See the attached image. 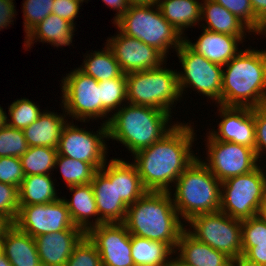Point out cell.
I'll return each instance as SVG.
<instances>
[{
	"mask_svg": "<svg viewBox=\"0 0 266 266\" xmlns=\"http://www.w3.org/2000/svg\"><path fill=\"white\" fill-rule=\"evenodd\" d=\"M130 6L157 5L159 0H127Z\"/></svg>",
	"mask_w": 266,
	"mask_h": 266,
	"instance_id": "obj_51",
	"label": "cell"
},
{
	"mask_svg": "<svg viewBox=\"0 0 266 266\" xmlns=\"http://www.w3.org/2000/svg\"><path fill=\"white\" fill-rule=\"evenodd\" d=\"M61 83V107L68 117L76 121L103 120V106L101 104L100 87L98 81L86 75L79 68H74Z\"/></svg>",
	"mask_w": 266,
	"mask_h": 266,
	"instance_id": "obj_11",
	"label": "cell"
},
{
	"mask_svg": "<svg viewBox=\"0 0 266 266\" xmlns=\"http://www.w3.org/2000/svg\"><path fill=\"white\" fill-rule=\"evenodd\" d=\"M19 212L18 187L0 182V213L15 222Z\"/></svg>",
	"mask_w": 266,
	"mask_h": 266,
	"instance_id": "obj_42",
	"label": "cell"
},
{
	"mask_svg": "<svg viewBox=\"0 0 266 266\" xmlns=\"http://www.w3.org/2000/svg\"><path fill=\"white\" fill-rule=\"evenodd\" d=\"M191 124L178 122L162 139L132 156L147 191L170 192L172 184L198 158L192 149L197 130L194 122Z\"/></svg>",
	"mask_w": 266,
	"mask_h": 266,
	"instance_id": "obj_1",
	"label": "cell"
},
{
	"mask_svg": "<svg viewBox=\"0 0 266 266\" xmlns=\"http://www.w3.org/2000/svg\"><path fill=\"white\" fill-rule=\"evenodd\" d=\"M174 255L190 266H231L232 261L225 253L196 240L186 229L180 234Z\"/></svg>",
	"mask_w": 266,
	"mask_h": 266,
	"instance_id": "obj_22",
	"label": "cell"
},
{
	"mask_svg": "<svg viewBox=\"0 0 266 266\" xmlns=\"http://www.w3.org/2000/svg\"><path fill=\"white\" fill-rule=\"evenodd\" d=\"M25 177L19 157H0V182L19 188Z\"/></svg>",
	"mask_w": 266,
	"mask_h": 266,
	"instance_id": "obj_41",
	"label": "cell"
},
{
	"mask_svg": "<svg viewBox=\"0 0 266 266\" xmlns=\"http://www.w3.org/2000/svg\"><path fill=\"white\" fill-rule=\"evenodd\" d=\"M202 30V34L196 42H191L188 36L184 40L198 54L222 66L242 50H239L238 47L246 39V37H235L229 34L211 32L206 29Z\"/></svg>",
	"mask_w": 266,
	"mask_h": 266,
	"instance_id": "obj_20",
	"label": "cell"
},
{
	"mask_svg": "<svg viewBox=\"0 0 266 266\" xmlns=\"http://www.w3.org/2000/svg\"><path fill=\"white\" fill-rule=\"evenodd\" d=\"M131 256L135 266H166L174 251L161 241L131 235Z\"/></svg>",
	"mask_w": 266,
	"mask_h": 266,
	"instance_id": "obj_29",
	"label": "cell"
},
{
	"mask_svg": "<svg viewBox=\"0 0 266 266\" xmlns=\"http://www.w3.org/2000/svg\"><path fill=\"white\" fill-rule=\"evenodd\" d=\"M106 44L124 74L158 68L167 62V58L156 48L123 34L119 29L116 35L107 38Z\"/></svg>",
	"mask_w": 266,
	"mask_h": 266,
	"instance_id": "obj_15",
	"label": "cell"
},
{
	"mask_svg": "<svg viewBox=\"0 0 266 266\" xmlns=\"http://www.w3.org/2000/svg\"><path fill=\"white\" fill-rule=\"evenodd\" d=\"M231 266H264V265H260L257 262L251 261L242 254L239 255L237 258L232 259Z\"/></svg>",
	"mask_w": 266,
	"mask_h": 266,
	"instance_id": "obj_50",
	"label": "cell"
},
{
	"mask_svg": "<svg viewBox=\"0 0 266 266\" xmlns=\"http://www.w3.org/2000/svg\"><path fill=\"white\" fill-rule=\"evenodd\" d=\"M255 122V154L260 164L261 158L266 153V104L254 108ZM264 154V155H263Z\"/></svg>",
	"mask_w": 266,
	"mask_h": 266,
	"instance_id": "obj_43",
	"label": "cell"
},
{
	"mask_svg": "<svg viewBox=\"0 0 266 266\" xmlns=\"http://www.w3.org/2000/svg\"><path fill=\"white\" fill-rule=\"evenodd\" d=\"M105 5L108 6V8H111L115 10L117 13H115V17L112 24H114L130 7L127 0H102Z\"/></svg>",
	"mask_w": 266,
	"mask_h": 266,
	"instance_id": "obj_47",
	"label": "cell"
},
{
	"mask_svg": "<svg viewBox=\"0 0 266 266\" xmlns=\"http://www.w3.org/2000/svg\"><path fill=\"white\" fill-rule=\"evenodd\" d=\"M186 223L190 227L185 226L186 231L196 240L225 253L231 259L242 255L241 220L217 211L196 215Z\"/></svg>",
	"mask_w": 266,
	"mask_h": 266,
	"instance_id": "obj_10",
	"label": "cell"
},
{
	"mask_svg": "<svg viewBox=\"0 0 266 266\" xmlns=\"http://www.w3.org/2000/svg\"><path fill=\"white\" fill-rule=\"evenodd\" d=\"M57 168H59L67 187L91 183L97 171L90 163L59 154L57 155L54 169L56 170Z\"/></svg>",
	"mask_w": 266,
	"mask_h": 266,
	"instance_id": "obj_34",
	"label": "cell"
},
{
	"mask_svg": "<svg viewBox=\"0 0 266 266\" xmlns=\"http://www.w3.org/2000/svg\"><path fill=\"white\" fill-rule=\"evenodd\" d=\"M85 0H54L52 7V14H55L64 20L70 22L74 27L76 26L75 18L79 17L80 7Z\"/></svg>",
	"mask_w": 266,
	"mask_h": 266,
	"instance_id": "obj_44",
	"label": "cell"
},
{
	"mask_svg": "<svg viewBox=\"0 0 266 266\" xmlns=\"http://www.w3.org/2000/svg\"><path fill=\"white\" fill-rule=\"evenodd\" d=\"M28 150L23 129L5 124L0 128V157H21Z\"/></svg>",
	"mask_w": 266,
	"mask_h": 266,
	"instance_id": "obj_36",
	"label": "cell"
},
{
	"mask_svg": "<svg viewBox=\"0 0 266 266\" xmlns=\"http://www.w3.org/2000/svg\"><path fill=\"white\" fill-rule=\"evenodd\" d=\"M6 124V110L0 105V128H2Z\"/></svg>",
	"mask_w": 266,
	"mask_h": 266,
	"instance_id": "obj_54",
	"label": "cell"
},
{
	"mask_svg": "<svg viewBox=\"0 0 266 266\" xmlns=\"http://www.w3.org/2000/svg\"><path fill=\"white\" fill-rule=\"evenodd\" d=\"M266 188V170L258 165L249 173L221 182L220 211L233 219L259 215Z\"/></svg>",
	"mask_w": 266,
	"mask_h": 266,
	"instance_id": "obj_8",
	"label": "cell"
},
{
	"mask_svg": "<svg viewBox=\"0 0 266 266\" xmlns=\"http://www.w3.org/2000/svg\"><path fill=\"white\" fill-rule=\"evenodd\" d=\"M242 254L249 260L266 266V244L257 246H242Z\"/></svg>",
	"mask_w": 266,
	"mask_h": 266,
	"instance_id": "obj_46",
	"label": "cell"
},
{
	"mask_svg": "<svg viewBox=\"0 0 266 266\" xmlns=\"http://www.w3.org/2000/svg\"><path fill=\"white\" fill-rule=\"evenodd\" d=\"M14 226V222L7 216L0 213V240L4 238L6 233Z\"/></svg>",
	"mask_w": 266,
	"mask_h": 266,
	"instance_id": "obj_49",
	"label": "cell"
},
{
	"mask_svg": "<svg viewBox=\"0 0 266 266\" xmlns=\"http://www.w3.org/2000/svg\"><path fill=\"white\" fill-rule=\"evenodd\" d=\"M3 252L2 250V240H0V254Z\"/></svg>",
	"mask_w": 266,
	"mask_h": 266,
	"instance_id": "obj_56",
	"label": "cell"
},
{
	"mask_svg": "<svg viewBox=\"0 0 266 266\" xmlns=\"http://www.w3.org/2000/svg\"><path fill=\"white\" fill-rule=\"evenodd\" d=\"M166 266H190V265L182 262L176 255L174 256L173 254V256L170 258Z\"/></svg>",
	"mask_w": 266,
	"mask_h": 266,
	"instance_id": "obj_52",
	"label": "cell"
},
{
	"mask_svg": "<svg viewBox=\"0 0 266 266\" xmlns=\"http://www.w3.org/2000/svg\"><path fill=\"white\" fill-rule=\"evenodd\" d=\"M98 86L100 87L101 104L103 106L104 120L102 122L107 125L111 115L127 103L126 74L119 78L99 81Z\"/></svg>",
	"mask_w": 266,
	"mask_h": 266,
	"instance_id": "obj_32",
	"label": "cell"
},
{
	"mask_svg": "<svg viewBox=\"0 0 266 266\" xmlns=\"http://www.w3.org/2000/svg\"><path fill=\"white\" fill-rule=\"evenodd\" d=\"M14 225L33 238L61 230H82L74 225L63 198L36 205H19Z\"/></svg>",
	"mask_w": 266,
	"mask_h": 266,
	"instance_id": "obj_14",
	"label": "cell"
},
{
	"mask_svg": "<svg viewBox=\"0 0 266 266\" xmlns=\"http://www.w3.org/2000/svg\"><path fill=\"white\" fill-rule=\"evenodd\" d=\"M25 36L48 15L52 14L54 0H23Z\"/></svg>",
	"mask_w": 266,
	"mask_h": 266,
	"instance_id": "obj_38",
	"label": "cell"
},
{
	"mask_svg": "<svg viewBox=\"0 0 266 266\" xmlns=\"http://www.w3.org/2000/svg\"><path fill=\"white\" fill-rule=\"evenodd\" d=\"M118 158V159H117ZM116 158V190L118 198H120L127 206L132 205L140 199L147 190L143 186L141 178L138 174L136 166L123 160Z\"/></svg>",
	"mask_w": 266,
	"mask_h": 266,
	"instance_id": "obj_31",
	"label": "cell"
},
{
	"mask_svg": "<svg viewBox=\"0 0 266 266\" xmlns=\"http://www.w3.org/2000/svg\"><path fill=\"white\" fill-rule=\"evenodd\" d=\"M172 187L169 193L185 224L196 215L220 211L221 182L202 162L201 156L184 170Z\"/></svg>",
	"mask_w": 266,
	"mask_h": 266,
	"instance_id": "obj_5",
	"label": "cell"
},
{
	"mask_svg": "<svg viewBox=\"0 0 266 266\" xmlns=\"http://www.w3.org/2000/svg\"><path fill=\"white\" fill-rule=\"evenodd\" d=\"M259 215L263 218H266V188L264 191L263 200H262L261 208L259 211Z\"/></svg>",
	"mask_w": 266,
	"mask_h": 266,
	"instance_id": "obj_53",
	"label": "cell"
},
{
	"mask_svg": "<svg viewBox=\"0 0 266 266\" xmlns=\"http://www.w3.org/2000/svg\"><path fill=\"white\" fill-rule=\"evenodd\" d=\"M164 64L158 68L126 74L127 103L173 113V107L183 97L178 86L177 70L168 69Z\"/></svg>",
	"mask_w": 266,
	"mask_h": 266,
	"instance_id": "obj_7",
	"label": "cell"
},
{
	"mask_svg": "<svg viewBox=\"0 0 266 266\" xmlns=\"http://www.w3.org/2000/svg\"><path fill=\"white\" fill-rule=\"evenodd\" d=\"M199 1L159 0L157 5L163 17L185 38V28H193L200 24L202 2Z\"/></svg>",
	"mask_w": 266,
	"mask_h": 266,
	"instance_id": "obj_27",
	"label": "cell"
},
{
	"mask_svg": "<svg viewBox=\"0 0 266 266\" xmlns=\"http://www.w3.org/2000/svg\"><path fill=\"white\" fill-rule=\"evenodd\" d=\"M128 232L167 244L173 251L185 230L169 192L147 191L128 206L123 222Z\"/></svg>",
	"mask_w": 266,
	"mask_h": 266,
	"instance_id": "obj_2",
	"label": "cell"
},
{
	"mask_svg": "<svg viewBox=\"0 0 266 266\" xmlns=\"http://www.w3.org/2000/svg\"><path fill=\"white\" fill-rule=\"evenodd\" d=\"M242 20L256 35H265L266 27L255 17L250 0H213Z\"/></svg>",
	"mask_w": 266,
	"mask_h": 266,
	"instance_id": "obj_37",
	"label": "cell"
},
{
	"mask_svg": "<svg viewBox=\"0 0 266 266\" xmlns=\"http://www.w3.org/2000/svg\"><path fill=\"white\" fill-rule=\"evenodd\" d=\"M61 109L63 113L59 115L57 112L43 110L35 122L23 129L28 147L57 148L62 130L69 121L64 108Z\"/></svg>",
	"mask_w": 266,
	"mask_h": 266,
	"instance_id": "obj_23",
	"label": "cell"
},
{
	"mask_svg": "<svg viewBox=\"0 0 266 266\" xmlns=\"http://www.w3.org/2000/svg\"><path fill=\"white\" fill-rule=\"evenodd\" d=\"M114 24L123 34L156 48L166 58L169 49L176 51L184 41L163 17L158 5L130 6Z\"/></svg>",
	"mask_w": 266,
	"mask_h": 266,
	"instance_id": "obj_6",
	"label": "cell"
},
{
	"mask_svg": "<svg viewBox=\"0 0 266 266\" xmlns=\"http://www.w3.org/2000/svg\"><path fill=\"white\" fill-rule=\"evenodd\" d=\"M172 116L161 109L126 103L111 115L108 139L123 144L132 156L169 133L178 123H172Z\"/></svg>",
	"mask_w": 266,
	"mask_h": 266,
	"instance_id": "obj_4",
	"label": "cell"
},
{
	"mask_svg": "<svg viewBox=\"0 0 266 266\" xmlns=\"http://www.w3.org/2000/svg\"><path fill=\"white\" fill-rule=\"evenodd\" d=\"M242 246L266 244V218L256 215L242 220Z\"/></svg>",
	"mask_w": 266,
	"mask_h": 266,
	"instance_id": "obj_40",
	"label": "cell"
},
{
	"mask_svg": "<svg viewBox=\"0 0 266 266\" xmlns=\"http://www.w3.org/2000/svg\"><path fill=\"white\" fill-rule=\"evenodd\" d=\"M206 134L207 156L202 162L220 182L249 173L259 165L253 148L215 140L208 132Z\"/></svg>",
	"mask_w": 266,
	"mask_h": 266,
	"instance_id": "obj_13",
	"label": "cell"
},
{
	"mask_svg": "<svg viewBox=\"0 0 266 266\" xmlns=\"http://www.w3.org/2000/svg\"><path fill=\"white\" fill-rule=\"evenodd\" d=\"M65 266H102L96 246L85 236L74 248Z\"/></svg>",
	"mask_w": 266,
	"mask_h": 266,
	"instance_id": "obj_39",
	"label": "cell"
},
{
	"mask_svg": "<svg viewBox=\"0 0 266 266\" xmlns=\"http://www.w3.org/2000/svg\"><path fill=\"white\" fill-rule=\"evenodd\" d=\"M176 54L183 69L177 72L181 97L189 87L208 100L212 99L214 103L222 105L223 66L198 54L185 40L176 50Z\"/></svg>",
	"mask_w": 266,
	"mask_h": 266,
	"instance_id": "obj_9",
	"label": "cell"
},
{
	"mask_svg": "<svg viewBox=\"0 0 266 266\" xmlns=\"http://www.w3.org/2000/svg\"><path fill=\"white\" fill-rule=\"evenodd\" d=\"M42 112L39 105L23 97L9 105L6 124L12 128L24 129L35 122Z\"/></svg>",
	"mask_w": 266,
	"mask_h": 266,
	"instance_id": "obj_35",
	"label": "cell"
},
{
	"mask_svg": "<svg viewBox=\"0 0 266 266\" xmlns=\"http://www.w3.org/2000/svg\"><path fill=\"white\" fill-rule=\"evenodd\" d=\"M85 236L83 230H61L35 237L40 264L65 266L74 248Z\"/></svg>",
	"mask_w": 266,
	"mask_h": 266,
	"instance_id": "obj_19",
	"label": "cell"
},
{
	"mask_svg": "<svg viewBox=\"0 0 266 266\" xmlns=\"http://www.w3.org/2000/svg\"><path fill=\"white\" fill-rule=\"evenodd\" d=\"M255 17L266 27V0H250Z\"/></svg>",
	"mask_w": 266,
	"mask_h": 266,
	"instance_id": "obj_48",
	"label": "cell"
},
{
	"mask_svg": "<svg viewBox=\"0 0 266 266\" xmlns=\"http://www.w3.org/2000/svg\"><path fill=\"white\" fill-rule=\"evenodd\" d=\"M217 114L221 121L218 129L208 133L220 141L237 143L255 149L254 108L223 106L217 104Z\"/></svg>",
	"mask_w": 266,
	"mask_h": 266,
	"instance_id": "obj_18",
	"label": "cell"
},
{
	"mask_svg": "<svg viewBox=\"0 0 266 266\" xmlns=\"http://www.w3.org/2000/svg\"><path fill=\"white\" fill-rule=\"evenodd\" d=\"M101 50H96L89 53H86L82 56L85 59L83 60L82 65L78 67L86 75L93 77L95 80L106 81L112 78H119L124 73L120 69L119 63L115 59V56L112 50L107 46Z\"/></svg>",
	"mask_w": 266,
	"mask_h": 266,
	"instance_id": "obj_30",
	"label": "cell"
},
{
	"mask_svg": "<svg viewBox=\"0 0 266 266\" xmlns=\"http://www.w3.org/2000/svg\"><path fill=\"white\" fill-rule=\"evenodd\" d=\"M86 236L96 246L102 266H135L131 256V234L123 223H103Z\"/></svg>",
	"mask_w": 266,
	"mask_h": 266,
	"instance_id": "obj_16",
	"label": "cell"
},
{
	"mask_svg": "<svg viewBox=\"0 0 266 266\" xmlns=\"http://www.w3.org/2000/svg\"><path fill=\"white\" fill-rule=\"evenodd\" d=\"M249 48L223 66V106L255 108L266 104V49Z\"/></svg>",
	"mask_w": 266,
	"mask_h": 266,
	"instance_id": "obj_3",
	"label": "cell"
},
{
	"mask_svg": "<svg viewBox=\"0 0 266 266\" xmlns=\"http://www.w3.org/2000/svg\"><path fill=\"white\" fill-rule=\"evenodd\" d=\"M98 215L104 223H123L128 206L117 195L116 158L106 161L91 182Z\"/></svg>",
	"mask_w": 266,
	"mask_h": 266,
	"instance_id": "obj_17",
	"label": "cell"
},
{
	"mask_svg": "<svg viewBox=\"0 0 266 266\" xmlns=\"http://www.w3.org/2000/svg\"><path fill=\"white\" fill-rule=\"evenodd\" d=\"M2 250L12 266H39L35 239L15 225L2 239Z\"/></svg>",
	"mask_w": 266,
	"mask_h": 266,
	"instance_id": "obj_26",
	"label": "cell"
},
{
	"mask_svg": "<svg viewBox=\"0 0 266 266\" xmlns=\"http://www.w3.org/2000/svg\"><path fill=\"white\" fill-rule=\"evenodd\" d=\"M201 20L200 28L215 33L229 34L235 37H246V33L251 35L253 31L237 16L232 14L222 5L213 0H201Z\"/></svg>",
	"mask_w": 266,
	"mask_h": 266,
	"instance_id": "obj_24",
	"label": "cell"
},
{
	"mask_svg": "<svg viewBox=\"0 0 266 266\" xmlns=\"http://www.w3.org/2000/svg\"><path fill=\"white\" fill-rule=\"evenodd\" d=\"M14 0H0V31L10 25L14 24L13 21L16 14Z\"/></svg>",
	"mask_w": 266,
	"mask_h": 266,
	"instance_id": "obj_45",
	"label": "cell"
},
{
	"mask_svg": "<svg viewBox=\"0 0 266 266\" xmlns=\"http://www.w3.org/2000/svg\"><path fill=\"white\" fill-rule=\"evenodd\" d=\"M0 266H12L3 252L0 254Z\"/></svg>",
	"mask_w": 266,
	"mask_h": 266,
	"instance_id": "obj_55",
	"label": "cell"
},
{
	"mask_svg": "<svg viewBox=\"0 0 266 266\" xmlns=\"http://www.w3.org/2000/svg\"><path fill=\"white\" fill-rule=\"evenodd\" d=\"M71 122L68 121L62 130L57 146L58 154L90 163L96 170H100L108 160L107 125L100 123V128L93 132Z\"/></svg>",
	"mask_w": 266,
	"mask_h": 266,
	"instance_id": "obj_12",
	"label": "cell"
},
{
	"mask_svg": "<svg viewBox=\"0 0 266 266\" xmlns=\"http://www.w3.org/2000/svg\"><path fill=\"white\" fill-rule=\"evenodd\" d=\"M68 188V190L73 193L71 199H67L66 196L62 198L66 203L74 225L87 233L91 228L103 224L104 222L98 215L91 183L70 186Z\"/></svg>",
	"mask_w": 266,
	"mask_h": 266,
	"instance_id": "obj_21",
	"label": "cell"
},
{
	"mask_svg": "<svg viewBox=\"0 0 266 266\" xmlns=\"http://www.w3.org/2000/svg\"><path fill=\"white\" fill-rule=\"evenodd\" d=\"M57 155V148L28 147V150L20 157L25 176L52 175L51 171H54Z\"/></svg>",
	"mask_w": 266,
	"mask_h": 266,
	"instance_id": "obj_33",
	"label": "cell"
},
{
	"mask_svg": "<svg viewBox=\"0 0 266 266\" xmlns=\"http://www.w3.org/2000/svg\"><path fill=\"white\" fill-rule=\"evenodd\" d=\"M75 29L76 27L70 22L55 14H50L25 36L23 48L27 51L37 41L49 43L57 49L69 46L73 42Z\"/></svg>",
	"mask_w": 266,
	"mask_h": 266,
	"instance_id": "obj_25",
	"label": "cell"
},
{
	"mask_svg": "<svg viewBox=\"0 0 266 266\" xmlns=\"http://www.w3.org/2000/svg\"><path fill=\"white\" fill-rule=\"evenodd\" d=\"M52 175H29L25 176L19 191V205H36L54 202L57 196L56 183Z\"/></svg>",
	"mask_w": 266,
	"mask_h": 266,
	"instance_id": "obj_28",
	"label": "cell"
}]
</instances>
